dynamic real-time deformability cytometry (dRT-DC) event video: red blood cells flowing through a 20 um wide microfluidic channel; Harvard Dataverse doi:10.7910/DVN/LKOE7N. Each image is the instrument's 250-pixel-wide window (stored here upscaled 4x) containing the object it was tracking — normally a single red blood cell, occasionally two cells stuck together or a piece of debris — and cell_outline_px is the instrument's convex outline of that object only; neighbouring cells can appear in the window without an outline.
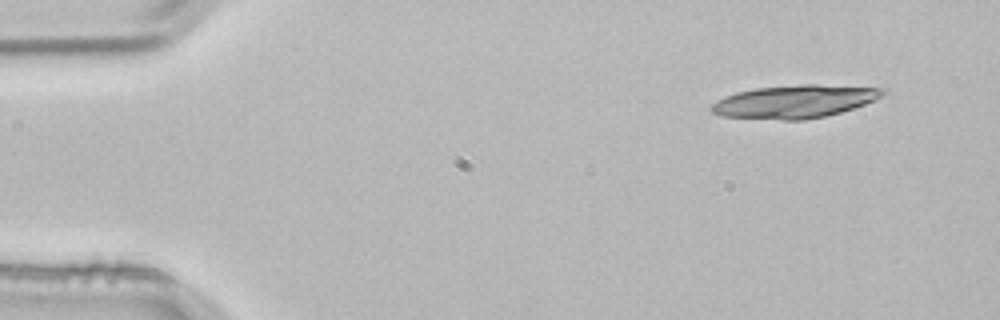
{"species": "common noctule bat (a hibernating species)", "species_latin": "Nyctalus noctula", "temperature_condition": "room temperature", "stored_images_in_passage": 4, "segment_of_instrument_passage": [2, 2], "camera_frame_rate_fps": 3000, "um_per_image_px": 0.085, "animal": {"sex": "male", "body_mass_g": 21.5, "forearm_length_mm": 52.0}, "frame": {"image": 1, "passage_image": 4, "time_ms": 1.0, "image_size_px": [1000, 320], "cell_outline_px": [[888, 92], [876, 100], [840, 112], [824, 116], [804, 120], [784, 120], [720, 116], [712, 112], [708, 108], [712, 104], [724, 96], [736, 92], [756, 88], [800, 84], [816, 84], [884, 88]], "centroid_in_image_um": [67.54, 8.62], "position_along_channel_um": 17.5, "area_um2": 33.0}}